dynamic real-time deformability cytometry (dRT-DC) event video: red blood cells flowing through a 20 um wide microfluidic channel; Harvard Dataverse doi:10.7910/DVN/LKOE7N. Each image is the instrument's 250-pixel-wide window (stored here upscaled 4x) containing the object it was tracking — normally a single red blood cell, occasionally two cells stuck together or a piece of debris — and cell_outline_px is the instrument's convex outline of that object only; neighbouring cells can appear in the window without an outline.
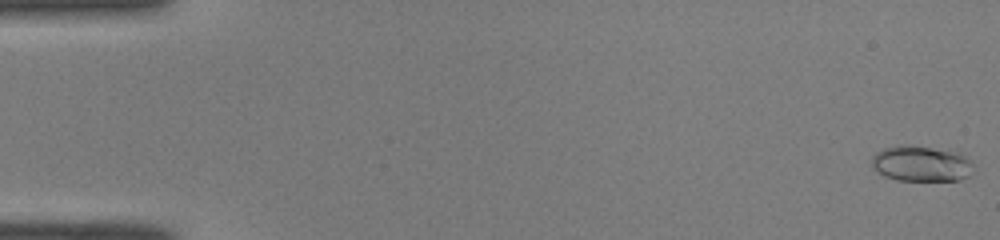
{"species": "common noctule bat (a hibernating species)", "species_latin": "Nyctalus noctula", "temperature_condition": "room temperature", "stored_images_in_passage": 51, "camera_frame_rate_fps": 3000, "um_per_image_px": 0.085, "animal": {"sex": "male", "body_mass_g": 19.0, "forearm_length_mm": 50.8}, "frame": {"image": 1, "passage_image": 1, "time_ms": 0.0, "image_size_px": [1000, 240], "cell_outline_px": [[972, 176], [960, 180], [896, 180], [884, 176], [876, 172], [872, 168], [872, 156], [876, 152], [884, 148], [900, 144], [904, 144], [932, 148], [956, 152], [972, 160]], "centroid_in_image_um": [78.29, 13.92], "position_along_channel_um": 6.7, "area_um2": 21.33}}
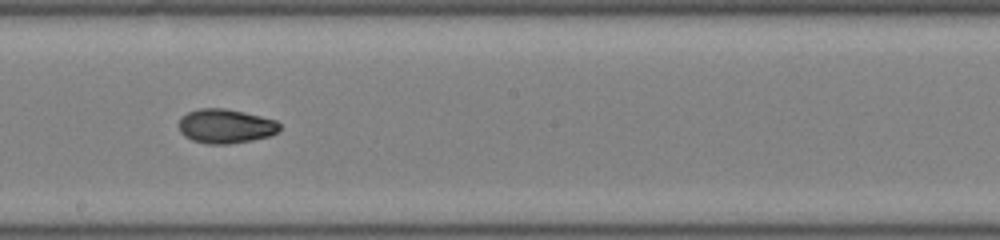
{"frame": {"image": 2, "passage_image": 29, "time_ms": 9.333, "image_size_px": [1000, 240], "cell_outline_px": [[280, 128], [276, 132], [268, 136], [252, 140], [228, 144], [208, 144], [192, 140], [184, 136], [180, 132], [176, 124], [180, 116], [188, 112], [200, 108], [224, 108], [244, 112], [276, 120], [280, 124]], "centroid_in_image_um": [19.11, 10.72], "position_along_channel_um": 229.1, "area_um2": 20.29}}
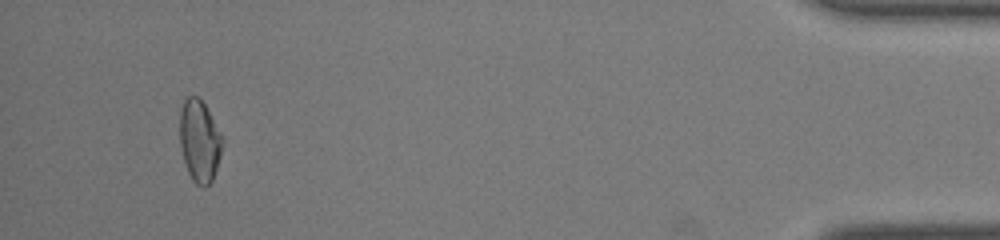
{"frame": {"image": 3, "passage_image": 48, "time_ms": 15.667, "image_size_px": [1000, 240], "cell_outline_px": [[224, 140], [220, 156], [212, 180], [204, 188], [196, 184], [192, 180], [188, 172], [184, 160], [180, 144], [180, 108], [184, 100], [188, 96], [196, 96], [204, 104], [224, 136]], "centroid_in_image_um": [16.97, 11.97], "position_along_channel_um": 418.2, "area_um2": 20.4}, "authors_computed_cell_mechanics": {"area_um2": 19.9988, "velocity_mm_per_s": 4.0909, "shape_relaxation_time_tau1_ms": 4.2384, "shape_relaxation_time_tau2_ms": null, "deformation_change_tau1": 0.1586, "deformation_change_tau2": null}}